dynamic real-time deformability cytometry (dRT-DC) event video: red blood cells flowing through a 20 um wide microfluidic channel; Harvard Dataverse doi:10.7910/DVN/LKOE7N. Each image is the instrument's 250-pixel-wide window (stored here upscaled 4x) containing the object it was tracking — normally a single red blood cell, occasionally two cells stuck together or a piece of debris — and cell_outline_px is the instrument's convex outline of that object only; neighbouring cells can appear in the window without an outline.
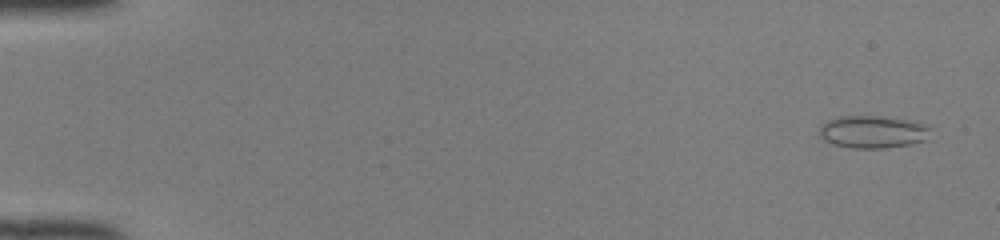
{"species": "common noctule bat (a hibernating species)", "species_latin": "Nyctalus noctula", "temperature_condition": "room temperature", "stored_images_in_passage": 14, "camera_frame_rate_fps": 3000, "um_per_image_px": 0.085, "animal": {"sex": "female", "body_mass_g": 22.0, "forearm_length_mm": 56.7}, "frame": {"image": 1, "passage_image": 3, "time_ms": 0.667, "image_size_px": [1000, 240], "cell_outline_px": [[932, 128], [928, 140], [908, 144], [884, 148], [852, 148], [836, 144], [824, 140], [820, 136], [820, 128], [828, 120], [836, 116], [876, 116], [904, 120], [920, 124]], "centroid_in_image_um": [74.18, 11.21], "position_along_channel_um": 10.8, "area_um2": 20.69}}